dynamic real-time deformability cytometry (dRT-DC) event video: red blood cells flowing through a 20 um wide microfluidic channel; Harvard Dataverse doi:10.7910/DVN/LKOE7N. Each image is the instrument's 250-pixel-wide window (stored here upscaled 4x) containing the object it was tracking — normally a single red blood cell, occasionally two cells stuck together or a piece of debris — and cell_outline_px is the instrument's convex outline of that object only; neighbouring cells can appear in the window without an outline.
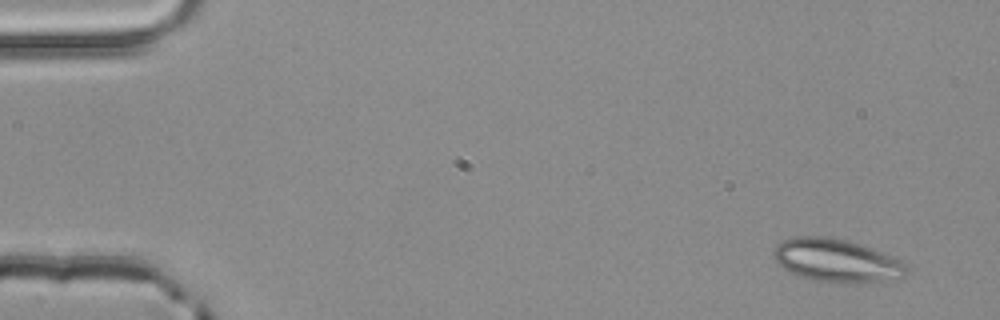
{"species": "common noctule bat (a hibernating species)", "species_latin": "Nyctalus noctula", "temperature_condition": "room temperature", "stored_images_in_passage": 4, "camera_frame_rate_fps": 3000, "um_per_image_px": 0.085, "animal": {"sex": "male", "body_mass_g": 20.4}, "frame": {"image": 1, "passage_image": 1, "time_ms": 0.0, "image_size_px": [1000, 320], "cell_outline_px": [[908, 272], [904, 276], [868, 284], [836, 284], [812, 280], [800, 276], [776, 264], [772, 252], [776, 244], [792, 236], [824, 236], [844, 240], [872, 248], [884, 252], [900, 260], [908, 268]], "centroid_in_image_um": [71.09, 22.17], "position_along_channel_um": 13.9, "area_um2": 33.93}}